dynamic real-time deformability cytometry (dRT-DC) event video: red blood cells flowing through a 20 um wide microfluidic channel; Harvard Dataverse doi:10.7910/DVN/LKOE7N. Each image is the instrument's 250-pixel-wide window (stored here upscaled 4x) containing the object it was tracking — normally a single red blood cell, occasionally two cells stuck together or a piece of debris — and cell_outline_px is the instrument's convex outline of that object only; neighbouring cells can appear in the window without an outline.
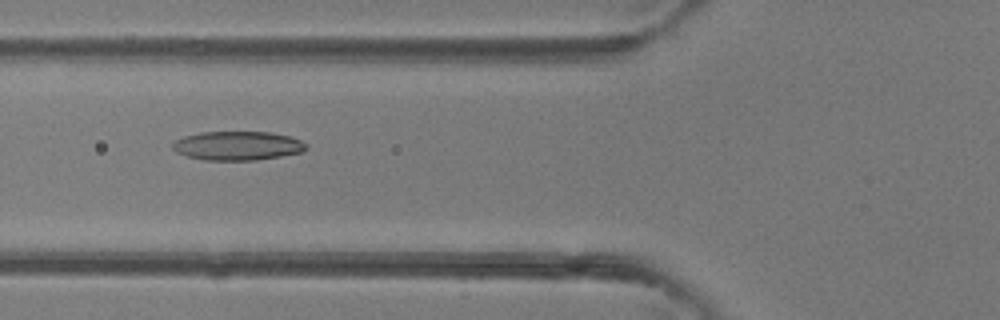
{"species": "common noctule bat (a hibernating species)", "species_latin": "Nyctalus noctula", "temperature_condition": "room temperature", "stored_images_in_passage": 5, "camera_frame_rate_fps": 3000, "um_per_image_px": 0.085, "animal": {"sex": "female"}, "frame": {"image": 1, "passage_image": 5, "time_ms": 5.333, "image_size_px": [1000, 320], "cell_outline_px": [[308, 148], [300, 152], [280, 156], [256, 160], [204, 160], [188, 156], [176, 152], [172, 148], [172, 144], [176, 140], [184, 136], [200, 132], [268, 132], [292, 136], [308, 144]], "centroid_in_image_um": [20.2, 12.38], "position_along_channel_um": 105.6, "area_um2": 22.54}}